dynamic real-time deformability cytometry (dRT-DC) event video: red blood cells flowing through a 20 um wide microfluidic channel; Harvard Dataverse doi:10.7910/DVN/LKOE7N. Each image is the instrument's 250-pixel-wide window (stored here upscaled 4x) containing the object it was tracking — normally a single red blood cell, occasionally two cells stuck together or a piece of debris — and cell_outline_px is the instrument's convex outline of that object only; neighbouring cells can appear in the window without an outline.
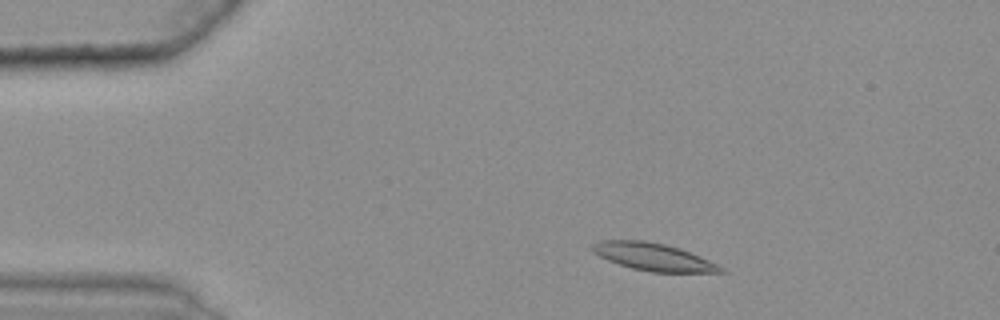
{"species": "common noctule bat (a hibernating species)", "species_latin": "Nyctalus noctula", "temperature_condition": "warm", "stored_images_in_passage": 42, "camera_frame_rate_fps": 3000, "um_per_image_px": 0.085, "animal": {"sex": "female", "body_mass_g": 25.1}, "frame": {"image": 1, "passage_image": 6, "time_ms": 1.667, "image_size_px": [1000, 320], "cell_outline_px": [[728, 272], [652, 272], [632, 268], [608, 260], [592, 252], [592, 244], [600, 240], [644, 240], [664, 244], [680, 248], [700, 256], [724, 268]], "centroid_in_image_um": [55.53, 21.83], "position_along_channel_um": 29.5, "area_um2": 20.4}}
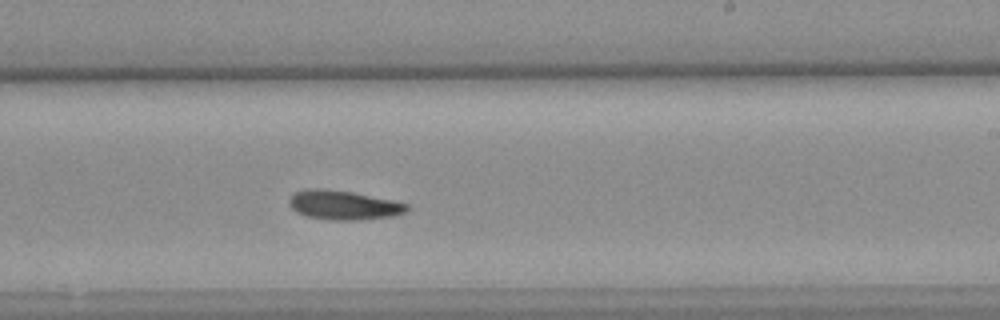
{"frame": {"image": 2, "passage_image": 30, "time_ms": 9.667, "image_size_px": [1000, 320], "cell_outline_px": [[408, 212], [392, 216], [360, 220], [328, 220], [308, 216], [296, 212], [288, 204], [288, 200], [296, 192], [308, 188], [320, 188], [352, 192], [392, 200], [408, 204]], "centroid_in_image_um": [29.2, 17.44], "position_along_channel_um": 259.8, "area_um2": 20.06}}
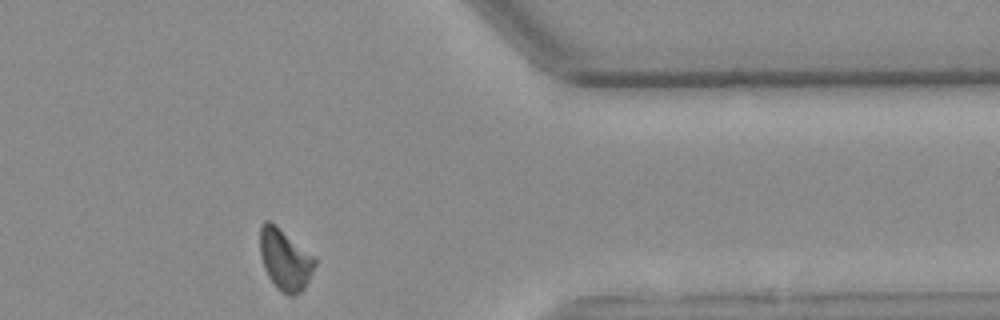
{"frame": {"image": 3, "passage_image": 42, "time_ms": 13.667, "image_size_px": [1000, 320], "cell_outline_px": [[316, 264], [304, 288], [300, 292], [292, 296], [288, 296], [280, 292], [268, 276], [264, 268], [260, 256], [260, 228], [264, 220], [268, 220], [276, 224], [312, 256], [316, 260]], "centroid_in_image_um": [24.19, 22.07], "position_along_channel_um": 387.2, "area_um2": 19.36}, "authors_computed_cell_mechanics": {"area_um2": 20.0277, "velocity_mm_per_s": 3.5948, "shape_relaxation_time_tau1_ms": 9.1377, "shape_relaxation_time_tau2_ms": null, "deformation_change_tau1": 0.1642, "deformation_change_tau2": null}}